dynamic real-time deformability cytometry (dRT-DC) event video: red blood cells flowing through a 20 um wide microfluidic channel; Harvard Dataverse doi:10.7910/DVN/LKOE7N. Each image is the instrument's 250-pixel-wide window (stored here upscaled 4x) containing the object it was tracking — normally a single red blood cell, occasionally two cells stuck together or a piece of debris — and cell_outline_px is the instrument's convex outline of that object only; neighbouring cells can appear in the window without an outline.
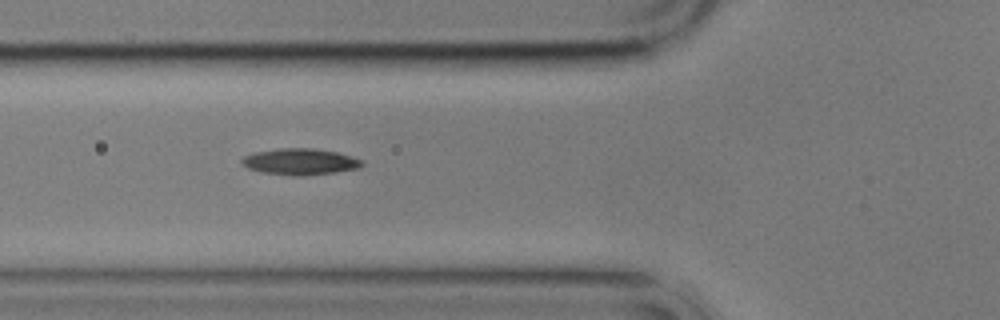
{"species": "common noctule bat (a hibernating species)", "species_latin": "Nyctalus noctula", "temperature_condition": "cold", "stored_images_in_passage": 6, "camera_frame_rate_fps": 3000, "um_per_image_px": 0.085, "animal": {"sex": "male", "body_mass_g": 17.9}, "frame": {"image": 1, "passage_image": 3, "time_ms": 2.333, "image_size_px": [1000, 320], "cell_outline_px": [[364, 164], [360, 168], [336, 172], [300, 176], [292, 176], [260, 172], [248, 168], [240, 164], [240, 160], [244, 156], [252, 152], [280, 148], [312, 148], [336, 152], [352, 156], [364, 160]], "centroid_in_image_um": [25.49, 13.74], "position_along_channel_um": 100.3, "area_um2": 18.73}}
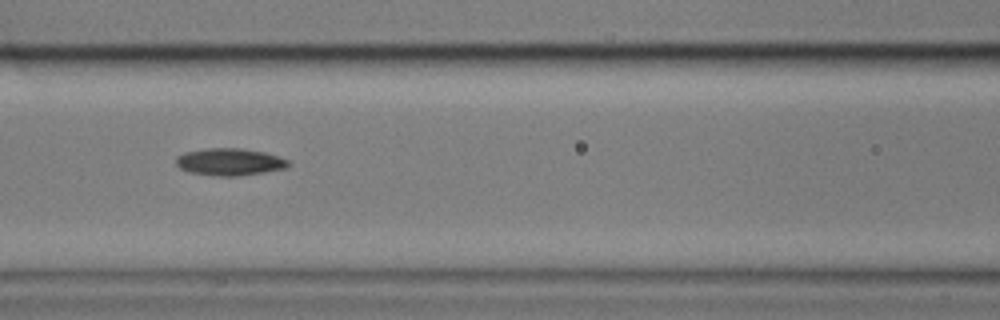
{"frame": {"image": 2, "passage_image": 4, "time_ms": 3.667, "image_size_px": [1000, 320], "cell_outline_px": [[292, 164], [284, 168], [264, 172], [236, 176], [212, 176], [188, 172], [180, 168], [176, 164], [176, 156], [184, 152], [208, 148], [240, 148], [264, 152], [288, 160]], "centroid_in_image_um": [19.48, 13.76], "position_along_channel_um": 147.1, "area_um2": 17.8}}